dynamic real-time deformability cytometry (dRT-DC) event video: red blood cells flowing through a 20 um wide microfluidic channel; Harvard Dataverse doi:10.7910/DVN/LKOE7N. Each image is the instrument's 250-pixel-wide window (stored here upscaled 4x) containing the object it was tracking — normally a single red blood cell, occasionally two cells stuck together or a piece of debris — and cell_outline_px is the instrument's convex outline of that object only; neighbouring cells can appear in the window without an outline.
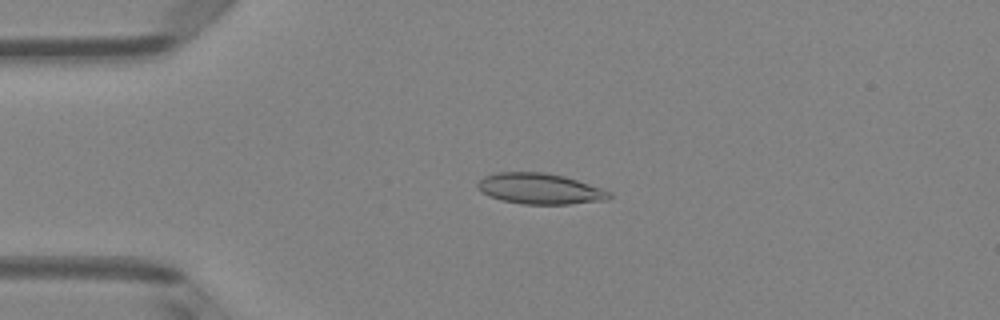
{"species": "Egyptian fruit bat (a non-hibernating species)", "species_latin": "Rousettus aegyptiacus", "temperature_condition": "room temperature", "stored_images_in_passage": 51, "camera_frame_rate_fps": 3000, "um_per_image_px": 0.085, "animal": {"sex": "female"}, "frame": {"image": 1, "passage_image": 12, "time_ms": 3.667, "image_size_px": [1000, 320], "cell_outline_px": [[612, 196], [608, 200], [568, 204], [520, 204], [500, 200], [488, 196], [480, 192], [476, 188], [476, 184], [484, 176], [496, 172], [544, 172], [564, 176], [604, 188], [612, 192]], "centroid_in_image_um": [45.89, 16.04], "position_along_channel_um": 39.1, "area_um2": 24.04}}
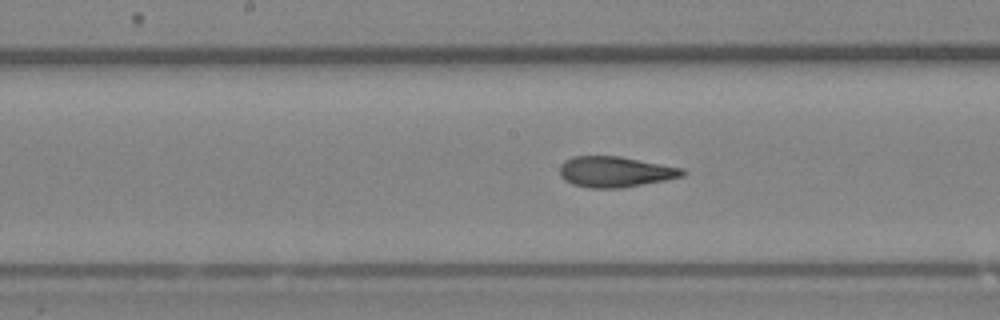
{"frame": {"image": 2, "passage_image": 26, "time_ms": 8.333, "image_size_px": [1000, 320], "cell_outline_px": [[688, 172], [684, 176], [664, 180], [620, 188], [588, 188], [572, 184], [564, 180], [560, 176], [560, 164], [564, 160], [572, 156], [620, 156], [684, 168]], "centroid_in_image_um": [52.28, 14.59], "position_along_channel_um": 195.9, "area_um2": 22.14}}
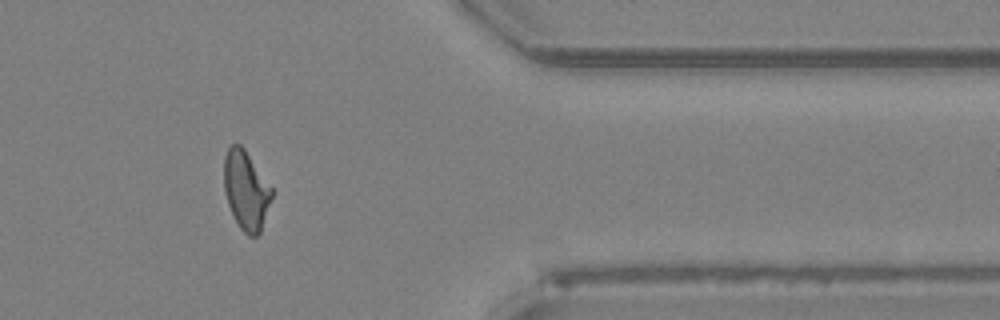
{"frame": {"image": 3, "passage_image": 42, "time_ms": 13.667, "image_size_px": [1000, 320], "cell_outline_px": [[272, 196], [260, 232], [256, 236], [248, 236], [240, 228], [228, 204], [224, 192], [224, 156], [228, 148], [232, 144], [240, 144], [244, 148], [272, 188]], "centroid_in_image_um": [20.9, 16.16], "position_along_channel_um": 390.5, "area_um2": 21.68}, "authors_computed_cell_mechanics": {"area_um2": 22.253, "velocity_mm_per_s": 4.0065, "shape_relaxation_time_tau1_ms": null, "shape_relaxation_time_tau2_ms": 1.6201, "deformation_change_tau1": null, "deformation_change_tau2": 0.0917}}